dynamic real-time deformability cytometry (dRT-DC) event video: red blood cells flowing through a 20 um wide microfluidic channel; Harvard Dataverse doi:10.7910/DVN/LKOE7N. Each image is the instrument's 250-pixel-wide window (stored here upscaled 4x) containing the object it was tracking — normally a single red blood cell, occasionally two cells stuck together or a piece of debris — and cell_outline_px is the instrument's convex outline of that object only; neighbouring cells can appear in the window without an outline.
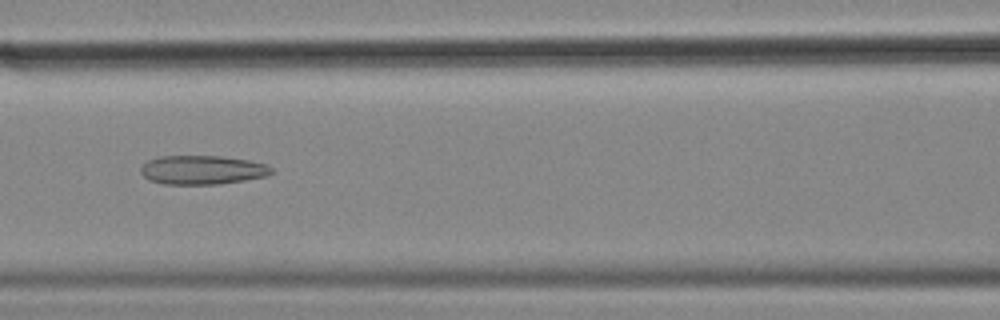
{"species": "common noctule bat (a hibernating species)", "species_latin": "Nyctalus noctula", "temperature_condition": "cold", "stored_images_in_passage": 45, "camera_frame_rate_fps": 3000, "um_per_image_px": 0.085, "animal": {"sex": "female", "body_mass_g": 18.4}, "frame": {"image": 1, "passage_image": 20, "time_ms": 6.333, "image_size_px": [1000, 320], "cell_outline_px": [[272, 172], [268, 176], [244, 180], [216, 184], [164, 184], [148, 180], [140, 172], [140, 168], [148, 160], [156, 156], [220, 156], [248, 160], [264, 164], [272, 168]], "centroid_in_image_um": [17.16, 14.44], "position_along_channel_um": 149.4, "area_um2": 22.02}}
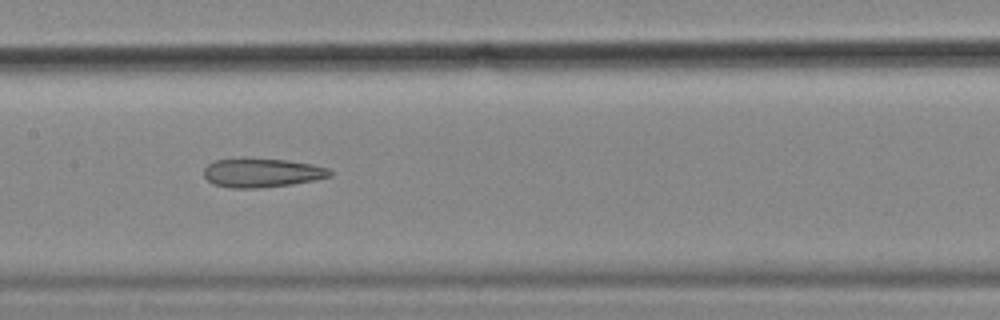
{"frame": {"image": 2, "passage_image": 23, "time_ms": 7.333, "image_size_px": [1000, 320], "cell_outline_px": [[332, 176], [316, 180], [292, 184], [260, 188], [232, 188], [212, 184], [204, 176], [204, 168], [208, 164], [216, 160], [240, 156], [244, 156], [288, 160], [312, 164], [328, 168], [332, 172]], "centroid_in_image_um": [22.24, 14.66], "position_along_channel_um": 185.2, "area_um2": 21.96}}
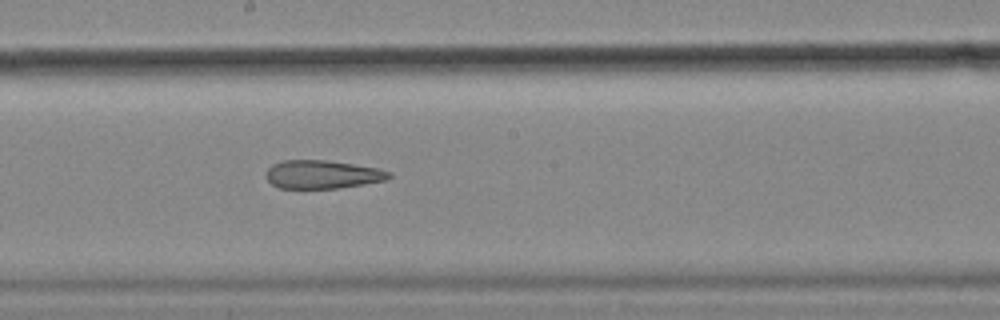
{"frame": {"image": 3, "passage_image": 26, "time_ms": 8.333, "image_size_px": [1000, 320], "cell_outline_px": [[392, 176], [388, 180], [340, 188], [280, 188], [272, 184], [268, 180], [268, 168], [272, 164], [280, 160], [324, 160], [352, 164], [376, 168], [392, 172]], "centroid_in_image_um": [27.43, 14.83], "position_along_channel_um": 220.8, "area_um2": 20.23}, "authors_computed_cell_mechanics": {"area_um2": 22.831, "velocity_mm_per_s": 3.5946, "shape_relaxation_time_tau1_ms": null, "shape_relaxation_time_tau2_ms": 6.2119, "deformation_change_tau1": null, "deformation_change_tau2": 0.1962}}